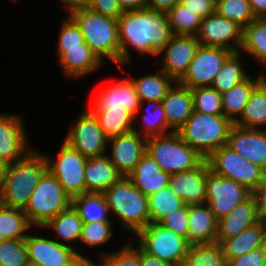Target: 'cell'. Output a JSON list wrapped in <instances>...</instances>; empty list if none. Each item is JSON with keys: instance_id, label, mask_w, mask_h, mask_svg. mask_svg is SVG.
<instances>
[{"instance_id": "1", "label": "cell", "mask_w": 266, "mask_h": 266, "mask_svg": "<svg viewBox=\"0 0 266 266\" xmlns=\"http://www.w3.org/2000/svg\"><path fill=\"white\" fill-rule=\"evenodd\" d=\"M120 65L132 59L128 46L141 55H159L173 36L166 12L142 8L124 11L117 19Z\"/></svg>"}, {"instance_id": "2", "label": "cell", "mask_w": 266, "mask_h": 266, "mask_svg": "<svg viewBox=\"0 0 266 266\" xmlns=\"http://www.w3.org/2000/svg\"><path fill=\"white\" fill-rule=\"evenodd\" d=\"M47 170L45 154L33 149L21 160L10 163L0 181V204L24 210L35 186Z\"/></svg>"}, {"instance_id": "3", "label": "cell", "mask_w": 266, "mask_h": 266, "mask_svg": "<svg viewBox=\"0 0 266 266\" xmlns=\"http://www.w3.org/2000/svg\"><path fill=\"white\" fill-rule=\"evenodd\" d=\"M67 10L97 57L101 61L108 58L121 67L117 19L93 11L87 6Z\"/></svg>"}, {"instance_id": "4", "label": "cell", "mask_w": 266, "mask_h": 266, "mask_svg": "<svg viewBox=\"0 0 266 266\" xmlns=\"http://www.w3.org/2000/svg\"><path fill=\"white\" fill-rule=\"evenodd\" d=\"M110 212L126 230L136 235L150 223L148 197L137 189L129 177L122 176L104 193Z\"/></svg>"}, {"instance_id": "5", "label": "cell", "mask_w": 266, "mask_h": 266, "mask_svg": "<svg viewBox=\"0 0 266 266\" xmlns=\"http://www.w3.org/2000/svg\"><path fill=\"white\" fill-rule=\"evenodd\" d=\"M234 123L224 115H211L193 110L186 123L176 132L207 159L215 150L227 145Z\"/></svg>"}, {"instance_id": "6", "label": "cell", "mask_w": 266, "mask_h": 266, "mask_svg": "<svg viewBox=\"0 0 266 266\" xmlns=\"http://www.w3.org/2000/svg\"><path fill=\"white\" fill-rule=\"evenodd\" d=\"M146 153L170 175L192 170L205 160L177 132L147 138Z\"/></svg>"}, {"instance_id": "7", "label": "cell", "mask_w": 266, "mask_h": 266, "mask_svg": "<svg viewBox=\"0 0 266 266\" xmlns=\"http://www.w3.org/2000/svg\"><path fill=\"white\" fill-rule=\"evenodd\" d=\"M71 205L72 198L47 170L35 186L24 212L34 227H42Z\"/></svg>"}, {"instance_id": "8", "label": "cell", "mask_w": 266, "mask_h": 266, "mask_svg": "<svg viewBox=\"0 0 266 266\" xmlns=\"http://www.w3.org/2000/svg\"><path fill=\"white\" fill-rule=\"evenodd\" d=\"M138 245L147 253L173 266H182L190 244L160 223H149L136 234Z\"/></svg>"}, {"instance_id": "9", "label": "cell", "mask_w": 266, "mask_h": 266, "mask_svg": "<svg viewBox=\"0 0 266 266\" xmlns=\"http://www.w3.org/2000/svg\"><path fill=\"white\" fill-rule=\"evenodd\" d=\"M209 168L215 174L232 179L255 190L266 178V171L240 156L227 145L215 150L207 159Z\"/></svg>"}, {"instance_id": "10", "label": "cell", "mask_w": 266, "mask_h": 266, "mask_svg": "<svg viewBox=\"0 0 266 266\" xmlns=\"http://www.w3.org/2000/svg\"><path fill=\"white\" fill-rule=\"evenodd\" d=\"M48 170L71 197L86 193L84 171L88 157L63 142L56 160L45 155ZM52 159V160H51Z\"/></svg>"}, {"instance_id": "11", "label": "cell", "mask_w": 266, "mask_h": 266, "mask_svg": "<svg viewBox=\"0 0 266 266\" xmlns=\"http://www.w3.org/2000/svg\"><path fill=\"white\" fill-rule=\"evenodd\" d=\"M251 195L252 191L246 186L215 174L207 162L206 203L217 219L229 214Z\"/></svg>"}, {"instance_id": "12", "label": "cell", "mask_w": 266, "mask_h": 266, "mask_svg": "<svg viewBox=\"0 0 266 266\" xmlns=\"http://www.w3.org/2000/svg\"><path fill=\"white\" fill-rule=\"evenodd\" d=\"M66 135L64 142L86 157L105 155L108 138L90 110L82 112Z\"/></svg>"}, {"instance_id": "13", "label": "cell", "mask_w": 266, "mask_h": 266, "mask_svg": "<svg viewBox=\"0 0 266 266\" xmlns=\"http://www.w3.org/2000/svg\"><path fill=\"white\" fill-rule=\"evenodd\" d=\"M233 53L222 47L200 45L184 76L178 81L190 89L211 86L225 60Z\"/></svg>"}, {"instance_id": "14", "label": "cell", "mask_w": 266, "mask_h": 266, "mask_svg": "<svg viewBox=\"0 0 266 266\" xmlns=\"http://www.w3.org/2000/svg\"><path fill=\"white\" fill-rule=\"evenodd\" d=\"M195 37L202 46L222 47L237 52L242 45L243 28L215 12L201 20Z\"/></svg>"}, {"instance_id": "15", "label": "cell", "mask_w": 266, "mask_h": 266, "mask_svg": "<svg viewBox=\"0 0 266 266\" xmlns=\"http://www.w3.org/2000/svg\"><path fill=\"white\" fill-rule=\"evenodd\" d=\"M29 264L35 266H67L78 256L72 246L61 244L57 240L28 234L24 239Z\"/></svg>"}, {"instance_id": "16", "label": "cell", "mask_w": 266, "mask_h": 266, "mask_svg": "<svg viewBox=\"0 0 266 266\" xmlns=\"http://www.w3.org/2000/svg\"><path fill=\"white\" fill-rule=\"evenodd\" d=\"M200 42L195 36L173 35L159 52L163 53L161 69L176 82L186 73Z\"/></svg>"}, {"instance_id": "17", "label": "cell", "mask_w": 266, "mask_h": 266, "mask_svg": "<svg viewBox=\"0 0 266 266\" xmlns=\"http://www.w3.org/2000/svg\"><path fill=\"white\" fill-rule=\"evenodd\" d=\"M146 141L147 138L135 131L108 139L107 145L111 146L108 157L122 176L128 177L134 171L146 153Z\"/></svg>"}, {"instance_id": "18", "label": "cell", "mask_w": 266, "mask_h": 266, "mask_svg": "<svg viewBox=\"0 0 266 266\" xmlns=\"http://www.w3.org/2000/svg\"><path fill=\"white\" fill-rule=\"evenodd\" d=\"M227 146L266 171V130L264 128H244L234 124L229 133Z\"/></svg>"}, {"instance_id": "19", "label": "cell", "mask_w": 266, "mask_h": 266, "mask_svg": "<svg viewBox=\"0 0 266 266\" xmlns=\"http://www.w3.org/2000/svg\"><path fill=\"white\" fill-rule=\"evenodd\" d=\"M22 120L21 115L0 114V157L9 164L31 151Z\"/></svg>"}, {"instance_id": "20", "label": "cell", "mask_w": 266, "mask_h": 266, "mask_svg": "<svg viewBox=\"0 0 266 266\" xmlns=\"http://www.w3.org/2000/svg\"><path fill=\"white\" fill-rule=\"evenodd\" d=\"M207 160L198 167L171 174L169 186L187 205L206 203Z\"/></svg>"}, {"instance_id": "21", "label": "cell", "mask_w": 266, "mask_h": 266, "mask_svg": "<svg viewBox=\"0 0 266 266\" xmlns=\"http://www.w3.org/2000/svg\"><path fill=\"white\" fill-rule=\"evenodd\" d=\"M89 110H104L105 108H123L130 112L134 119L139 114L141 103L134 83L131 79H123L107 86L93 97Z\"/></svg>"}, {"instance_id": "22", "label": "cell", "mask_w": 266, "mask_h": 266, "mask_svg": "<svg viewBox=\"0 0 266 266\" xmlns=\"http://www.w3.org/2000/svg\"><path fill=\"white\" fill-rule=\"evenodd\" d=\"M218 219L207 203L188 205V243L211 244L216 242Z\"/></svg>"}, {"instance_id": "23", "label": "cell", "mask_w": 266, "mask_h": 266, "mask_svg": "<svg viewBox=\"0 0 266 266\" xmlns=\"http://www.w3.org/2000/svg\"><path fill=\"white\" fill-rule=\"evenodd\" d=\"M175 85V86H174ZM162 99L161 105L166 114L170 131L176 132L192 115L193 95L189 87L176 82Z\"/></svg>"}, {"instance_id": "24", "label": "cell", "mask_w": 266, "mask_h": 266, "mask_svg": "<svg viewBox=\"0 0 266 266\" xmlns=\"http://www.w3.org/2000/svg\"><path fill=\"white\" fill-rule=\"evenodd\" d=\"M256 201L251 195L232 211L218 219V232L216 242L235 237L246 228L259 222Z\"/></svg>"}, {"instance_id": "25", "label": "cell", "mask_w": 266, "mask_h": 266, "mask_svg": "<svg viewBox=\"0 0 266 266\" xmlns=\"http://www.w3.org/2000/svg\"><path fill=\"white\" fill-rule=\"evenodd\" d=\"M57 56L66 76L81 77L94 72L102 61L85 42L81 47L57 48Z\"/></svg>"}, {"instance_id": "26", "label": "cell", "mask_w": 266, "mask_h": 266, "mask_svg": "<svg viewBox=\"0 0 266 266\" xmlns=\"http://www.w3.org/2000/svg\"><path fill=\"white\" fill-rule=\"evenodd\" d=\"M128 177L137 189L149 197L169 185L170 174L162 171L159 164L145 153Z\"/></svg>"}, {"instance_id": "27", "label": "cell", "mask_w": 266, "mask_h": 266, "mask_svg": "<svg viewBox=\"0 0 266 266\" xmlns=\"http://www.w3.org/2000/svg\"><path fill=\"white\" fill-rule=\"evenodd\" d=\"M86 193H104L114 183H116L122 175L113 165L108 155L88 157L86 161L85 171Z\"/></svg>"}, {"instance_id": "28", "label": "cell", "mask_w": 266, "mask_h": 266, "mask_svg": "<svg viewBox=\"0 0 266 266\" xmlns=\"http://www.w3.org/2000/svg\"><path fill=\"white\" fill-rule=\"evenodd\" d=\"M226 261L266 247V223L259 221L235 237L227 238L219 243Z\"/></svg>"}, {"instance_id": "29", "label": "cell", "mask_w": 266, "mask_h": 266, "mask_svg": "<svg viewBox=\"0 0 266 266\" xmlns=\"http://www.w3.org/2000/svg\"><path fill=\"white\" fill-rule=\"evenodd\" d=\"M258 81L259 76L256 79H251L248 76L241 83L221 94L223 115L234 124L241 118L252 91L258 85Z\"/></svg>"}, {"instance_id": "30", "label": "cell", "mask_w": 266, "mask_h": 266, "mask_svg": "<svg viewBox=\"0 0 266 266\" xmlns=\"http://www.w3.org/2000/svg\"><path fill=\"white\" fill-rule=\"evenodd\" d=\"M159 74H149L139 79L131 78L136 92L141 101L139 111L142 110L145 101H162L176 81L168 76L162 69Z\"/></svg>"}, {"instance_id": "31", "label": "cell", "mask_w": 266, "mask_h": 266, "mask_svg": "<svg viewBox=\"0 0 266 266\" xmlns=\"http://www.w3.org/2000/svg\"><path fill=\"white\" fill-rule=\"evenodd\" d=\"M90 111L97 118L99 126L108 139L130 133L134 130V116L121 107Z\"/></svg>"}, {"instance_id": "32", "label": "cell", "mask_w": 266, "mask_h": 266, "mask_svg": "<svg viewBox=\"0 0 266 266\" xmlns=\"http://www.w3.org/2000/svg\"><path fill=\"white\" fill-rule=\"evenodd\" d=\"M72 206L84 223L109 221L110 210L103 193L87 192L73 197Z\"/></svg>"}, {"instance_id": "33", "label": "cell", "mask_w": 266, "mask_h": 266, "mask_svg": "<svg viewBox=\"0 0 266 266\" xmlns=\"http://www.w3.org/2000/svg\"><path fill=\"white\" fill-rule=\"evenodd\" d=\"M84 222L78 212L71 205L68 209L60 212L50 219L42 228H52L60 238L61 244L80 241Z\"/></svg>"}, {"instance_id": "34", "label": "cell", "mask_w": 266, "mask_h": 266, "mask_svg": "<svg viewBox=\"0 0 266 266\" xmlns=\"http://www.w3.org/2000/svg\"><path fill=\"white\" fill-rule=\"evenodd\" d=\"M32 226L23 209L0 204V234L5 240L25 239Z\"/></svg>"}, {"instance_id": "35", "label": "cell", "mask_w": 266, "mask_h": 266, "mask_svg": "<svg viewBox=\"0 0 266 266\" xmlns=\"http://www.w3.org/2000/svg\"><path fill=\"white\" fill-rule=\"evenodd\" d=\"M247 52L256 61L266 64V18H255L243 29L240 52Z\"/></svg>"}, {"instance_id": "36", "label": "cell", "mask_w": 266, "mask_h": 266, "mask_svg": "<svg viewBox=\"0 0 266 266\" xmlns=\"http://www.w3.org/2000/svg\"><path fill=\"white\" fill-rule=\"evenodd\" d=\"M240 51L233 52L224 62L220 71L214 78L211 85L217 92L223 94L235 85L241 83L248 77V74L242 68L240 60Z\"/></svg>"}, {"instance_id": "37", "label": "cell", "mask_w": 266, "mask_h": 266, "mask_svg": "<svg viewBox=\"0 0 266 266\" xmlns=\"http://www.w3.org/2000/svg\"><path fill=\"white\" fill-rule=\"evenodd\" d=\"M182 266H227L219 243L192 244L189 246Z\"/></svg>"}, {"instance_id": "38", "label": "cell", "mask_w": 266, "mask_h": 266, "mask_svg": "<svg viewBox=\"0 0 266 266\" xmlns=\"http://www.w3.org/2000/svg\"><path fill=\"white\" fill-rule=\"evenodd\" d=\"M235 125L252 129L266 127V95L258 85L252 91L243 114Z\"/></svg>"}, {"instance_id": "39", "label": "cell", "mask_w": 266, "mask_h": 266, "mask_svg": "<svg viewBox=\"0 0 266 266\" xmlns=\"http://www.w3.org/2000/svg\"><path fill=\"white\" fill-rule=\"evenodd\" d=\"M173 35L196 36L202 18L187 6L178 2L167 12Z\"/></svg>"}, {"instance_id": "40", "label": "cell", "mask_w": 266, "mask_h": 266, "mask_svg": "<svg viewBox=\"0 0 266 266\" xmlns=\"http://www.w3.org/2000/svg\"><path fill=\"white\" fill-rule=\"evenodd\" d=\"M184 201L180 199L168 185L148 197L150 223H159L165 216L182 207Z\"/></svg>"}, {"instance_id": "41", "label": "cell", "mask_w": 266, "mask_h": 266, "mask_svg": "<svg viewBox=\"0 0 266 266\" xmlns=\"http://www.w3.org/2000/svg\"><path fill=\"white\" fill-rule=\"evenodd\" d=\"M215 12L243 29L255 19L249 0H216Z\"/></svg>"}, {"instance_id": "42", "label": "cell", "mask_w": 266, "mask_h": 266, "mask_svg": "<svg viewBox=\"0 0 266 266\" xmlns=\"http://www.w3.org/2000/svg\"><path fill=\"white\" fill-rule=\"evenodd\" d=\"M149 105H153L152 108L154 111H147L146 114L143 115V128L138 131L134 128L133 131L137 132L139 135L144 136L145 138L166 135L172 133L174 131H166L170 128L167 124L166 114L163 110V106L161 105V101H147ZM144 134V135H143Z\"/></svg>"}, {"instance_id": "43", "label": "cell", "mask_w": 266, "mask_h": 266, "mask_svg": "<svg viewBox=\"0 0 266 266\" xmlns=\"http://www.w3.org/2000/svg\"><path fill=\"white\" fill-rule=\"evenodd\" d=\"M194 111L211 115H223L221 94L211 86L191 89Z\"/></svg>"}, {"instance_id": "44", "label": "cell", "mask_w": 266, "mask_h": 266, "mask_svg": "<svg viewBox=\"0 0 266 266\" xmlns=\"http://www.w3.org/2000/svg\"><path fill=\"white\" fill-rule=\"evenodd\" d=\"M27 247L23 240L0 242V266H28Z\"/></svg>"}, {"instance_id": "45", "label": "cell", "mask_w": 266, "mask_h": 266, "mask_svg": "<svg viewBox=\"0 0 266 266\" xmlns=\"http://www.w3.org/2000/svg\"><path fill=\"white\" fill-rule=\"evenodd\" d=\"M111 226V221L84 223L79 242L90 247L105 244L113 237Z\"/></svg>"}, {"instance_id": "46", "label": "cell", "mask_w": 266, "mask_h": 266, "mask_svg": "<svg viewBox=\"0 0 266 266\" xmlns=\"http://www.w3.org/2000/svg\"><path fill=\"white\" fill-rule=\"evenodd\" d=\"M128 243L116 252L101 254L99 266H140V246Z\"/></svg>"}, {"instance_id": "47", "label": "cell", "mask_w": 266, "mask_h": 266, "mask_svg": "<svg viewBox=\"0 0 266 266\" xmlns=\"http://www.w3.org/2000/svg\"><path fill=\"white\" fill-rule=\"evenodd\" d=\"M66 18L68 20L66 19L60 28L57 48L81 47L85 39L79 26L69 15Z\"/></svg>"}, {"instance_id": "48", "label": "cell", "mask_w": 266, "mask_h": 266, "mask_svg": "<svg viewBox=\"0 0 266 266\" xmlns=\"http://www.w3.org/2000/svg\"><path fill=\"white\" fill-rule=\"evenodd\" d=\"M162 226L172 230L188 241V205L184 204L182 207L174 210L165 216L160 222Z\"/></svg>"}, {"instance_id": "49", "label": "cell", "mask_w": 266, "mask_h": 266, "mask_svg": "<svg viewBox=\"0 0 266 266\" xmlns=\"http://www.w3.org/2000/svg\"><path fill=\"white\" fill-rule=\"evenodd\" d=\"M265 260L266 247H262L227 261V266H261Z\"/></svg>"}, {"instance_id": "50", "label": "cell", "mask_w": 266, "mask_h": 266, "mask_svg": "<svg viewBox=\"0 0 266 266\" xmlns=\"http://www.w3.org/2000/svg\"><path fill=\"white\" fill-rule=\"evenodd\" d=\"M87 7L115 19H118L124 13L118 0H91Z\"/></svg>"}, {"instance_id": "51", "label": "cell", "mask_w": 266, "mask_h": 266, "mask_svg": "<svg viewBox=\"0 0 266 266\" xmlns=\"http://www.w3.org/2000/svg\"><path fill=\"white\" fill-rule=\"evenodd\" d=\"M179 2L190 8L202 19L215 13V0H179Z\"/></svg>"}, {"instance_id": "52", "label": "cell", "mask_w": 266, "mask_h": 266, "mask_svg": "<svg viewBox=\"0 0 266 266\" xmlns=\"http://www.w3.org/2000/svg\"><path fill=\"white\" fill-rule=\"evenodd\" d=\"M252 196L256 201L259 220L266 223V178L255 190L252 191Z\"/></svg>"}, {"instance_id": "53", "label": "cell", "mask_w": 266, "mask_h": 266, "mask_svg": "<svg viewBox=\"0 0 266 266\" xmlns=\"http://www.w3.org/2000/svg\"><path fill=\"white\" fill-rule=\"evenodd\" d=\"M140 266H173V265L163 260H160L156 256H153L145 252L140 247Z\"/></svg>"}, {"instance_id": "54", "label": "cell", "mask_w": 266, "mask_h": 266, "mask_svg": "<svg viewBox=\"0 0 266 266\" xmlns=\"http://www.w3.org/2000/svg\"><path fill=\"white\" fill-rule=\"evenodd\" d=\"M178 2L179 0H147L146 7L153 9V10H158V11L167 13Z\"/></svg>"}, {"instance_id": "55", "label": "cell", "mask_w": 266, "mask_h": 266, "mask_svg": "<svg viewBox=\"0 0 266 266\" xmlns=\"http://www.w3.org/2000/svg\"><path fill=\"white\" fill-rule=\"evenodd\" d=\"M123 11H133L146 8L147 0H118Z\"/></svg>"}, {"instance_id": "56", "label": "cell", "mask_w": 266, "mask_h": 266, "mask_svg": "<svg viewBox=\"0 0 266 266\" xmlns=\"http://www.w3.org/2000/svg\"><path fill=\"white\" fill-rule=\"evenodd\" d=\"M255 18H266V0H249Z\"/></svg>"}, {"instance_id": "57", "label": "cell", "mask_w": 266, "mask_h": 266, "mask_svg": "<svg viewBox=\"0 0 266 266\" xmlns=\"http://www.w3.org/2000/svg\"><path fill=\"white\" fill-rule=\"evenodd\" d=\"M67 266H99V264L82 255L78 256Z\"/></svg>"}, {"instance_id": "58", "label": "cell", "mask_w": 266, "mask_h": 266, "mask_svg": "<svg viewBox=\"0 0 266 266\" xmlns=\"http://www.w3.org/2000/svg\"><path fill=\"white\" fill-rule=\"evenodd\" d=\"M91 0H61L63 5L69 8H76L81 6H87Z\"/></svg>"}, {"instance_id": "59", "label": "cell", "mask_w": 266, "mask_h": 266, "mask_svg": "<svg viewBox=\"0 0 266 266\" xmlns=\"http://www.w3.org/2000/svg\"><path fill=\"white\" fill-rule=\"evenodd\" d=\"M8 166H9V163L0 157V181L4 173L7 171Z\"/></svg>"}, {"instance_id": "60", "label": "cell", "mask_w": 266, "mask_h": 266, "mask_svg": "<svg viewBox=\"0 0 266 266\" xmlns=\"http://www.w3.org/2000/svg\"><path fill=\"white\" fill-rule=\"evenodd\" d=\"M258 86L265 92L266 95V76L264 75V73H261V75H259Z\"/></svg>"}, {"instance_id": "61", "label": "cell", "mask_w": 266, "mask_h": 266, "mask_svg": "<svg viewBox=\"0 0 266 266\" xmlns=\"http://www.w3.org/2000/svg\"><path fill=\"white\" fill-rule=\"evenodd\" d=\"M5 241V238L2 236V234H0V242Z\"/></svg>"}, {"instance_id": "62", "label": "cell", "mask_w": 266, "mask_h": 266, "mask_svg": "<svg viewBox=\"0 0 266 266\" xmlns=\"http://www.w3.org/2000/svg\"><path fill=\"white\" fill-rule=\"evenodd\" d=\"M261 266H266V260H265V262Z\"/></svg>"}]
</instances>
